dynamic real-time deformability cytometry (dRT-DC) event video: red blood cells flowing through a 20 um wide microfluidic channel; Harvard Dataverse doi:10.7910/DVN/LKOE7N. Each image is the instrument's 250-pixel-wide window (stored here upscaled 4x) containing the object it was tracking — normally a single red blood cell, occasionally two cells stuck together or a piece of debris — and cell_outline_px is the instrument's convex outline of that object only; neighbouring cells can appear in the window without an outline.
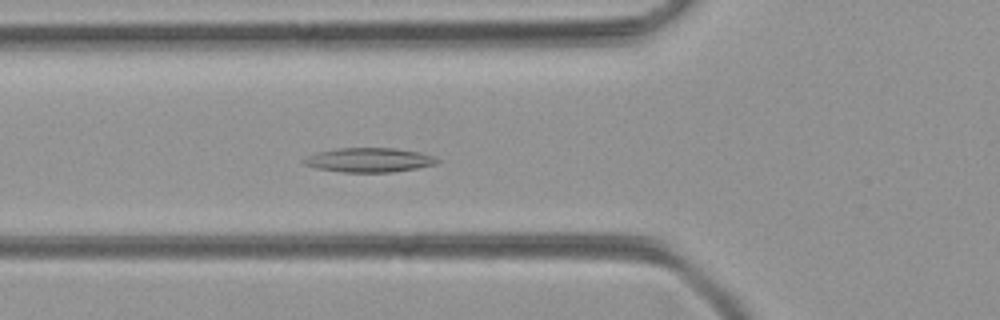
{"species": "common noctule bat (a hibernating species)", "species_latin": "Nyctalus noctula", "temperature_condition": "room temperature", "stored_images_in_passage": 31, "camera_frame_rate_fps": 3000, "um_per_image_px": 0.085, "animal": {"sex": "female", "body_mass_g": 21.9}, "frame": {"image": 1, "passage_image": 10, "time_ms": 3.0, "image_size_px": [1000, 320], "cell_outline_px": [[440, 160], [436, 164], [416, 168], [392, 172], [344, 172], [316, 168], [304, 164], [300, 160], [316, 152], [336, 148], [396, 148], [420, 152], [436, 156]], "centroid_in_image_um": [31.38, 13.59], "position_along_channel_um": 94.4, "area_um2": 19.02}}
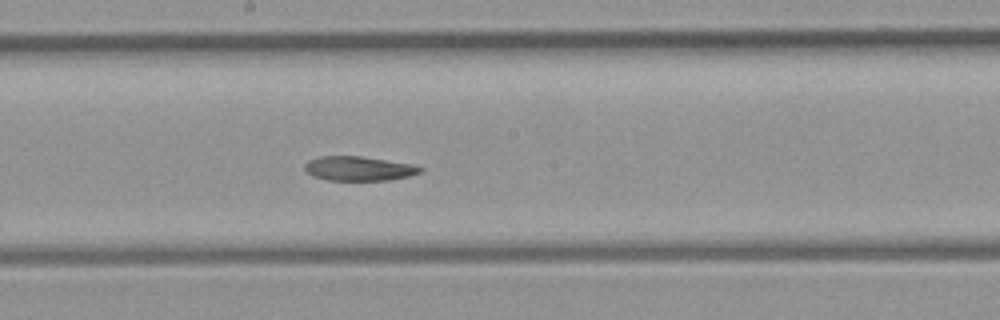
{"frame": {"image": 2, "passage_image": 19, "time_ms": 6.0, "image_size_px": [1000, 320], "cell_outline_px": [[424, 168], [420, 172], [408, 176], [388, 180], [328, 180], [312, 176], [304, 168], [304, 164], [308, 160], [320, 156], [360, 156], [412, 164]], "centroid_in_image_um": [30.46, 14.32], "position_along_channel_um": 217.7, "area_um2": 16.3}}
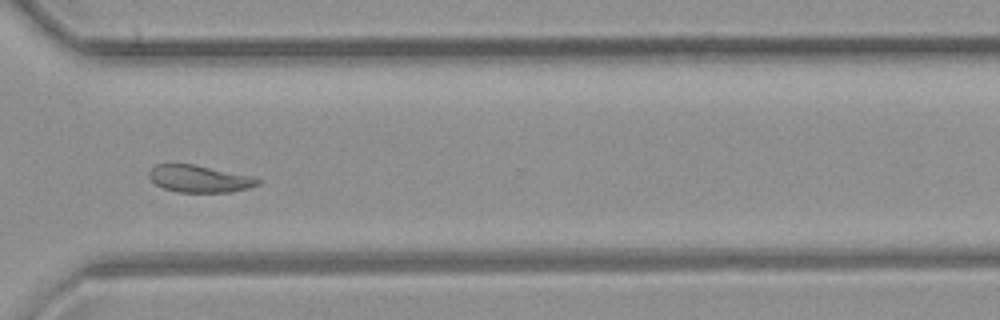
{"frame": {"image": 3, "passage_image": 29, "time_ms": 9.333, "image_size_px": [1000, 320], "cell_outline_px": [[260, 184], [248, 188], [232, 192], [176, 192], [164, 188], [156, 184], [148, 176], [148, 172], [156, 164], [192, 164], [252, 176], [260, 180]], "centroid_in_image_um": [16.94, 15.2], "position_along_channel_um": 353.7, "area_um2": 17.05}}